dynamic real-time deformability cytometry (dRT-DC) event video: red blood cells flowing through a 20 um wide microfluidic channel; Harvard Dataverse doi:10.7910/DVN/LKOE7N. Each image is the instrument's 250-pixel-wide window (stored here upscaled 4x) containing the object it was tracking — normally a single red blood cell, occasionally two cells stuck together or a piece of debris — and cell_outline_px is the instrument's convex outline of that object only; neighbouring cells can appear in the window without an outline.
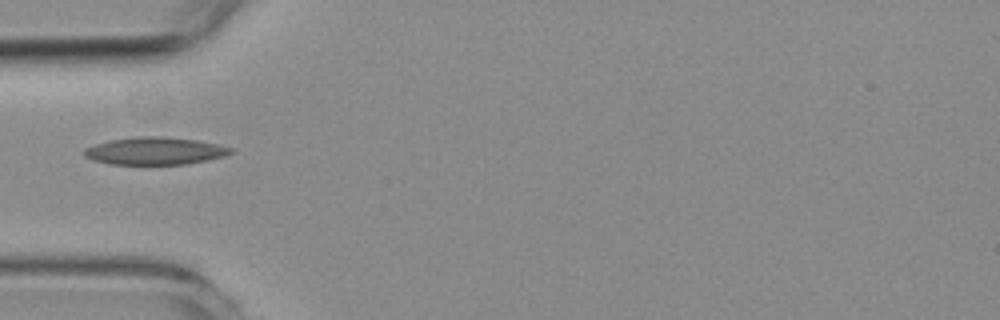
{"species": "common noctule bat (a hibernating species)", "species_latin": "Nyctalus noctula", "temperature_condition": "room temperature", "stored_images_in_passage": 10, "camera_frame_rate_fps": 3000, "um_per_image_px": 0.085, "animal": {"sex": "female", "body_mass_g": 19.3, "forearm_length_mm": 54.1}, "frame": {"image": 1, "passage_image": 1, "time_ms": 0.0, "image_size_px": [1000, 320], "cell_outline_px": [[236, 152], [224, 156], [208, 160], [188, 164], [108, 164], [92, 160], [84, 156], [84, 148], [96, 144], [112, 140], [136, 136], [164, 136], [196, 140], [216, 144], [232, 148]], "centroid_in_image_um": [13.18, 12.83], "position_along_channel_um": 71.8, "area_um2": 23.52}}
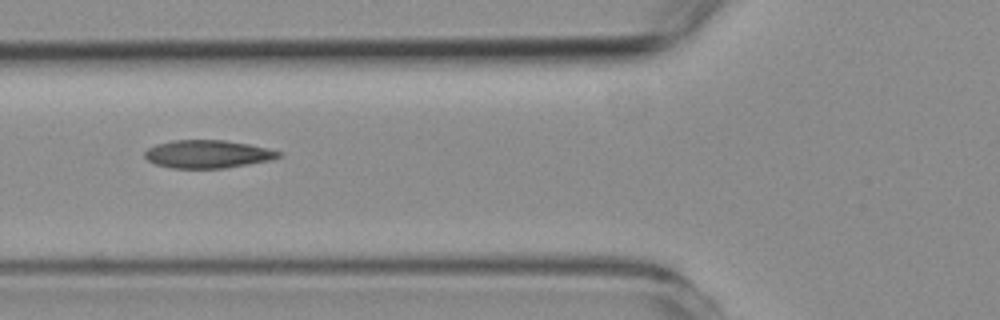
{"frame": {"image": 2, "passage_image": 4, "time_ms": 1.0, "image_size_px": [1000, 320], "cell_outline_px": [[280, 156], [272, 160], [224, 168], [172, 168], [156, 164], [148, 160], [144, 156], [144, 152], [148, 148], [156, 144], [172, 140], [224, 140], [248, 144], [268, 148], [280, 152]], "centroid_in_image_um": [17.63, 13.09], "position_along_channel_um": 108.2, "area_um2": 21.73}}
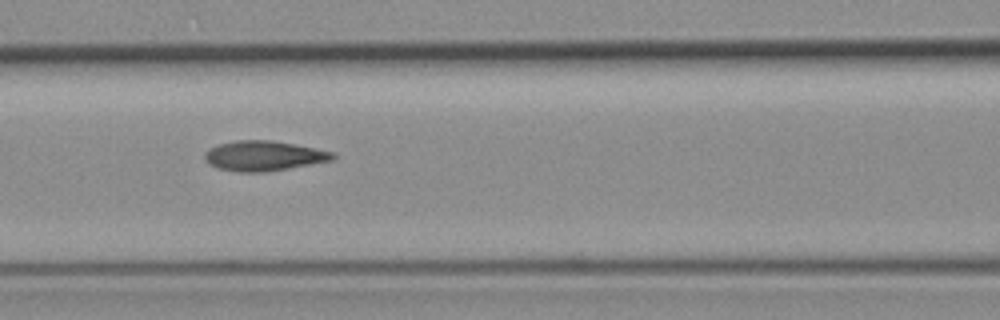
{"frame": {"image": 3, "passage_image": 7, "time_ms": 2.0, "image_size_px": [1000, 320], "cell_outline_px": [[336, 156], [332, 160], [264, 172], [240, 172], [216, 168], [208, 164], [204, 156], [204, 152], [220, 144], [236, 140], [272, 140], [316, 148], [336, 152]], "centroid_in_image_um": [22.42, 13.24], "position_along_channel_um": 144.2, "area_um2": 22.25}}